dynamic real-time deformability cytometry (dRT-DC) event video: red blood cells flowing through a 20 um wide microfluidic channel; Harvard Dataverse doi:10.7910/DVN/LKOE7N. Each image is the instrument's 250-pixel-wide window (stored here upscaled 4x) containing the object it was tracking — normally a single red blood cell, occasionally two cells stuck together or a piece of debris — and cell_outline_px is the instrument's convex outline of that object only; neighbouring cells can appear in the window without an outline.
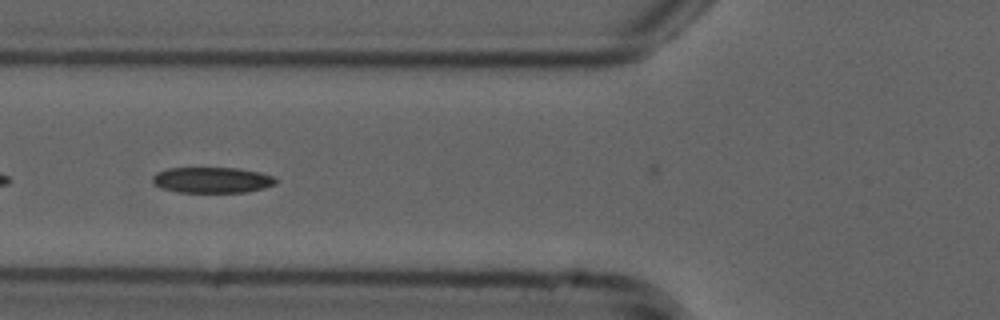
{"species": "common noctule bat (a hibernating species)", "species_latin": "Nyctalus noctula", "temperature_condition": "cold", "stored_images_in_passage": 7, "camera_frame_rate_fps": 3000, "um_per_image_px": 0.085, "animal": {"sex": "male", "forearm_length_mm": 52.5}, "frame": {"image": 1, "passage_image": 5, "time_ms": 1.333, "image_size_px": [1000, 320], "cell_outline_px": [[276, 184], [264, 188], [248, 192], [176, 192], [152, 184], [152, 176], [156, 172], [168, 168], [236, 168], [260, 172], [272, 176], [276, 180]], "centroid_in_image_um": [18.0, 15.3], "position_along_channel_um": 107.8, "area_um2": 18.55}}